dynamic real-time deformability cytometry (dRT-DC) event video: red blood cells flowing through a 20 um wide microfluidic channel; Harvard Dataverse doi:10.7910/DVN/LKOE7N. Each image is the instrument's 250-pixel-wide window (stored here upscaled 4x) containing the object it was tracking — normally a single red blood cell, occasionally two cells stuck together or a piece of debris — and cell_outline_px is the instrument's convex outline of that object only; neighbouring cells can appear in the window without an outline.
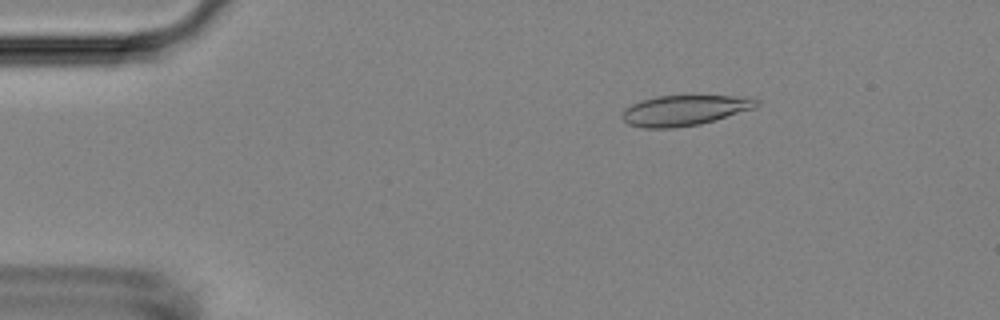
{"species": "Egyptian fruit bat (a non-hibernating species)", "species_latin": "Rousettus aegyptiacus", "temperature_condition": "room temperature", "stored_images_in_passage": 54, "camera_frame_rate_fps": 3000, "um_per_image_px": 0.085, "animal": {"sex": "female"}, "frame": {"image": 1, "passage_image": 9, "time_ms": 2.667, "image_size_px": [1000, 320], "cell_outline_px": [[760, 104], [756, 108], [700, 124], [672, 128], [640, 128], [628, 124], [620, 116], [624, 108], [640, 100], [656, 96], [732, 96], [760, 100]], "centroid_in_image_um": [58.13, 9.39], "position_along_channel_um": 26.9, "area_um2": 23.81}}
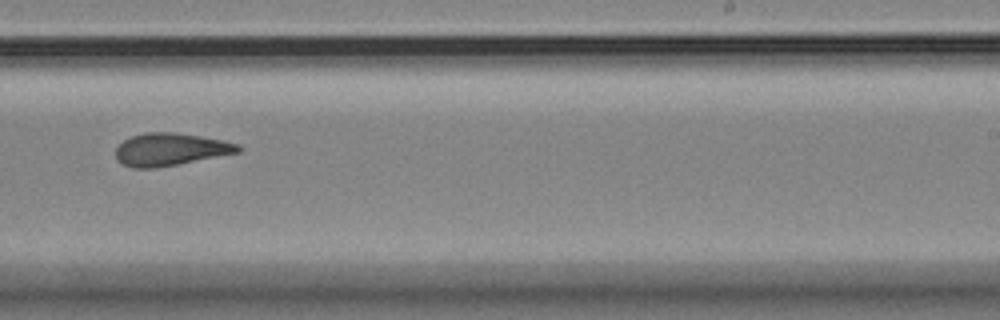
{"frame": {"image": 2, "passage_image": 34, "time_ms": 11.0, "image_size_px": [1000, 320], "cell_outline_px": [[240, 152], [156, 168], [132, 168], [116, 160], [116, 148], [124, 140], [132, 136], [144, 132], [176, 132], [224, 140], [240, 144]], "centroid_in_image_um": [14.48, 12.69], "position_along_channel_um": 274.5, "area_um2": 23.18}}
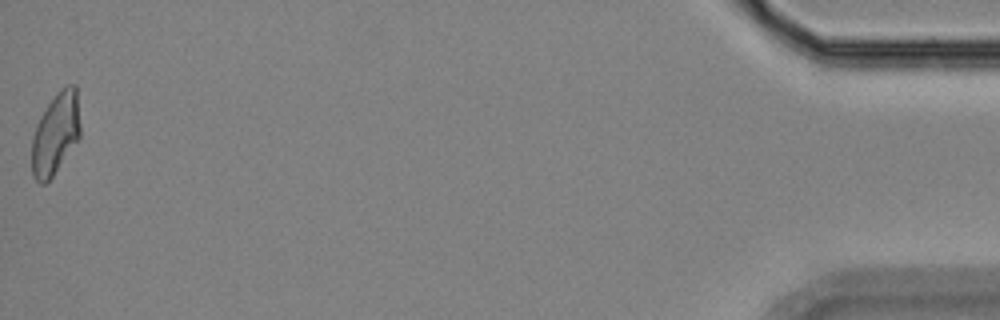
{"frame": {"image": 3, "passage_image": 54, "time_ms": 17.667, "image_size_px": [1000, 320], "cell_outline_px": [[80, 136], [52, 176], [44, 184], [40, 184], [32, 176], [32, 136], [36, 124], [40, 116], [56, 92], [60, 88], [68, 84], [76, 84], [80, 124]], "centroid_in_image_um": [4.71, 11.32], "position_along_channel_um": 430.5, "area_um2": 23.0}, "authors_computed_cell_mechanics": {"area_um2": 23.4668, "velocity_mm_per_s": 3.7167, "shape_relaxation_time_tau1_ms": 10.9198, "shape_relaxation_time_tau2_ms": 2.9745, "deformation_change_tau1": 0.2469, "deformation_change_tau2": 0.1032}}